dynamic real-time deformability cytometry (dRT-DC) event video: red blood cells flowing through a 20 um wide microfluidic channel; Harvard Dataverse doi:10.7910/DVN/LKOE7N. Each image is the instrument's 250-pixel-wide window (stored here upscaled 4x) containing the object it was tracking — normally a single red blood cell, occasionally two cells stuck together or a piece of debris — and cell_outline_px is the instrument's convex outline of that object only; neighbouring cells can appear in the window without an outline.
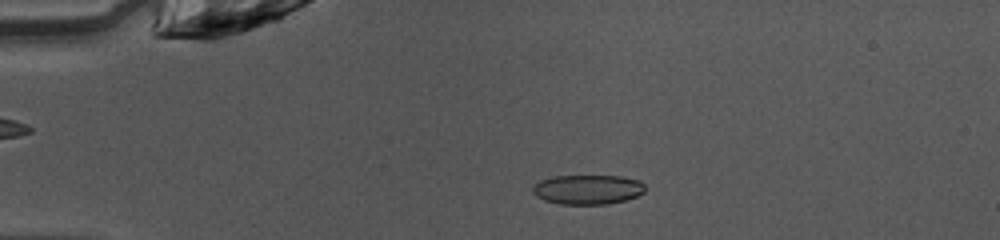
{"species": "common noctule bat (a hibernating species)", "species_latin": "Nyctalus noctula", "temperature_condition": "warm", "stored_images_in_passage": 47, "camera_frame_rate_fps": 3000, "um_per_image_px": 0.085, "animal": {"sex": "female", "body_mass_g": 10.0, "forearm_length_mm": 53.1}, "frame": {"image": 1, "passage_image": 9, "time_ms": 2.667, "image_size_px": [1000, 240], "cell_outline_px": [[644, 192], [636, 196], [624, 200], [608, 204], [560, 204], [544, 200], [536, 196], [532, 192], [532, 184], [540, 180], [552, 176], [624, 176], [640, 180], [644, 184]], "centroid_in_image_um": [49.93, 16.1], "position_along_channel_um": 35.1, "area_um2": 19.54}}
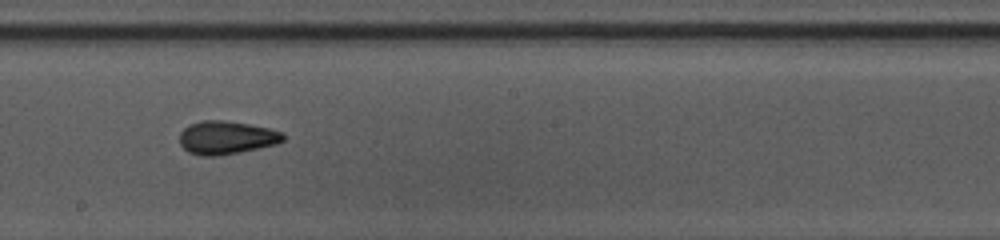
{"frame": {"image": 2, "passage_image": 26, "time_ms": 8.333, "image_size_px": [1000, 240], "cell_outline_px": [[284, 140], [276, 144], [260, 148], [240, 152], [216, 156], [200, 156], [188, 152], [180, 144], [180, 132], [188, 124], [200, 120], [224, 120], [248, 124], [268, 128], [284, 132]], "centroid_in_image_um": [19.23, 11.69], "position_along_channel_um": 229.0, "area_um2": 20.23}}
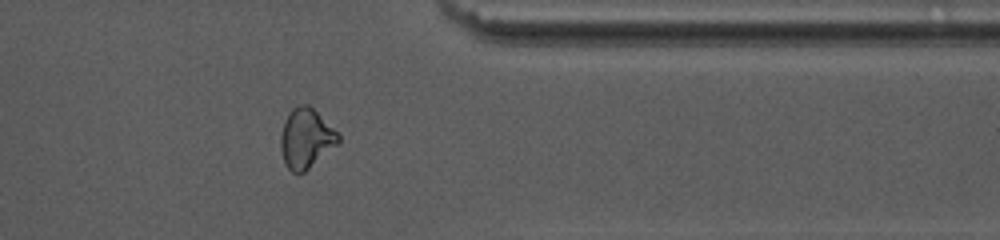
{"frame": {"image": 3, "passage_image": 38, "time_ms": 12.333, "image_size_px": [1000, 240], "cell_outline_px": [[340, 140], [336, 144], [304, 172], [292, 172], [284, 164], [280, 148], [280, 136], [284, 120], [288, 112], [292, 108], [300, 104], [308, 104], [340, 136]], "centroid_in_image_um": [25.94, 11.75], "position_along_channel_um": 385.5, "area_um2": 19.65}, "authors_computed_cell_mechanics": {"area_um2": 19.8254, "velocity_mm_per_s": 4.098, "shape_relaxation_time_tau1_ms": 4.3833, "shape_relaxation_time_tau2_ms": 1.7002, "deformation_change_tau1": 0.1355, "deformation_change_tau2": 0.0673}}